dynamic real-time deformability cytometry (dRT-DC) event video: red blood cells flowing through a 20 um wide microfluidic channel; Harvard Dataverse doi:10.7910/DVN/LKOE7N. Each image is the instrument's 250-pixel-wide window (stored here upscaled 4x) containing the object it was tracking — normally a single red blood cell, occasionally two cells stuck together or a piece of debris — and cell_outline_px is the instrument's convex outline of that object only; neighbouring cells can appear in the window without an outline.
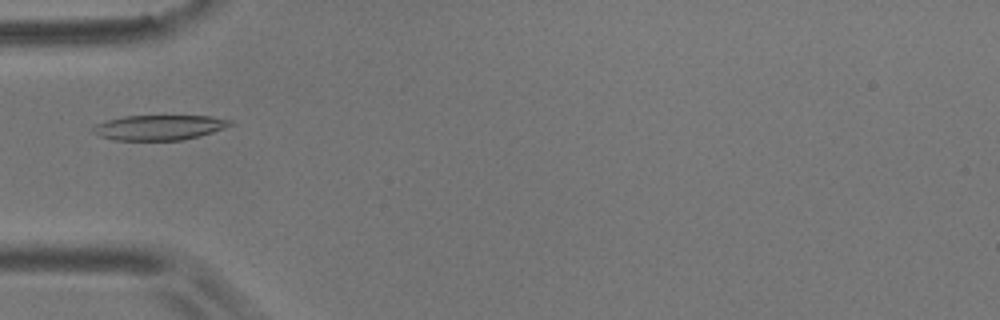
{"species": "common noctule bat (a hibernating species)", "species_latin": "Nyctalus noctula", "temperature_condition": "room temperature", "stored_images_in_passage": 9, "camera_frame_rate_fps": 3000, "um_per_image_px": 0.085, "animal": {"sex": "male", "body_mass_g": 17.9}, "frame": {"image": 1, "passage_image": 5, "time_ms": 1.333, "image_size_px": [1000, 320], "cell_outline_px": [[236, 124], [200, 136], [180, 140], [116, 140], [100, 136], [92, 132], [92, 128], [96, 124], [108, 120], [124, 116], [212, 116], [232, 120]], "centroid_in_image_um": [13.57, 10.83], "position_along_channel_um": 71.4, "area_um2": 20.0}}
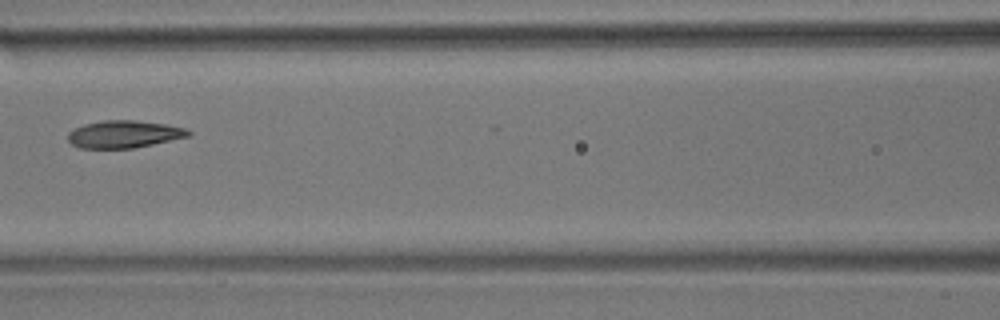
{"frame": {"image": 2, "passage_image": 7, "time_ms": 2.0, "image_size_px": [1000, 320], "cell_outline_px": [[192, 132], [188, 136], [152, 144], [132, 148], [80, 148], [72, 144], [68, 140], [68, 132], [84, 124], [104, 120], [136, 120], [164, 124], [184, 128]], "centroid_in_image_um": [10.5, 11.4], "position_along_channel_um": 156.1, "area_um2": 18.96}}
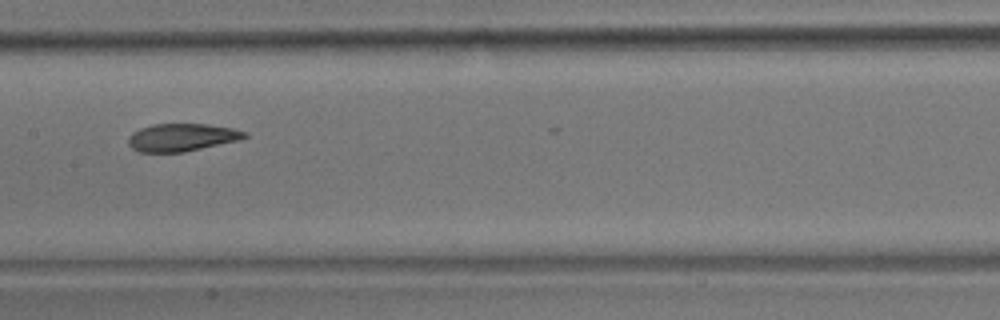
{"frame": {"image": 3, "passage_image": 8, "time_ms": 2.333, "image_size_px": [1000, 320], "cell_outline_px": [[248, 136], [240, 140], [184, 152], [136, 152], [128, 144], [128, 136], [132, 132], [140, 128], [152, 124], [208, 124], [232, 128], [248, 132]], "centroid_in_image_um": [15.44, 11.68], "position_along_channel_um": 192.0, "area_um2": 18.96}}